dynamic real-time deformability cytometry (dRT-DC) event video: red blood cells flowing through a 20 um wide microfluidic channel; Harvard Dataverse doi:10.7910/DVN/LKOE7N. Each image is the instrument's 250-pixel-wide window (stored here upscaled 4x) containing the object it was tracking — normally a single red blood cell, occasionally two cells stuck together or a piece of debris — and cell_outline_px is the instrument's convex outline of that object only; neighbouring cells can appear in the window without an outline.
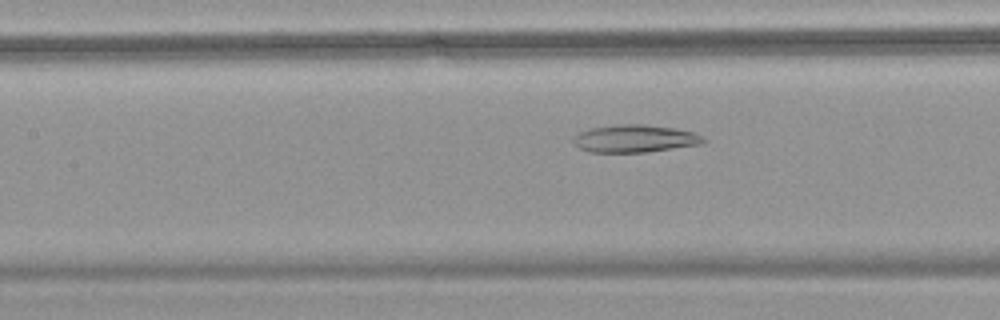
{"species": "common noctule bat (a hibernating species)", "species_latin": "Nyctalus noctula", "temperature_condition": "warm", "stored_images_in_passage": 52, "camera_frame_rate_fps": 3000, "um_per_image_px": 0.085, "animal": {"sex": "female", "body_mass_g": 18.4}, "frame": {"image": 1, "passage_image": 22, "time_ms": 7.0, "image_size_px": [1000, 320], "cell_outline_px": [[708, 140], [704, 144], [648, 152], [588, 152], [580, 148], [572, 140], [580, 132], [592, 128], [616, 124], [644, 124], [676, 128], [696, 132], [704, 136]], "centroid_in_image_um": [54.07, 11.78], "position_along_channel_um": 153.3, "area_um2": 21.15}}
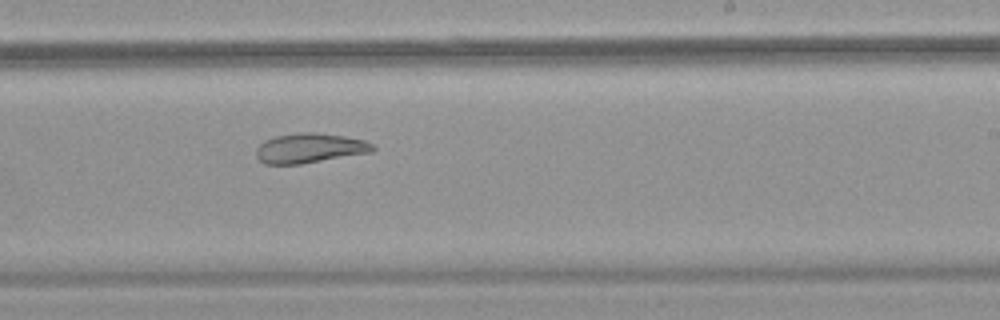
{"frame": {"image": 2, "passage_image": 31, "time_ms": 10.0, "image_size_px": [1000, 320], "cell_outline_px": [[376, 148], [372, 152], [300, 164], [264, 164], [256, 156], [256, 148], [264, 140], [276, 136], [300, 132], [316, 132], [344, 136], [364, 140], [372, 144]], "centroid_in_image_um": [26.31, 12.59], "position_along_channel_um": 262.7, "area_um2": 20.17}}
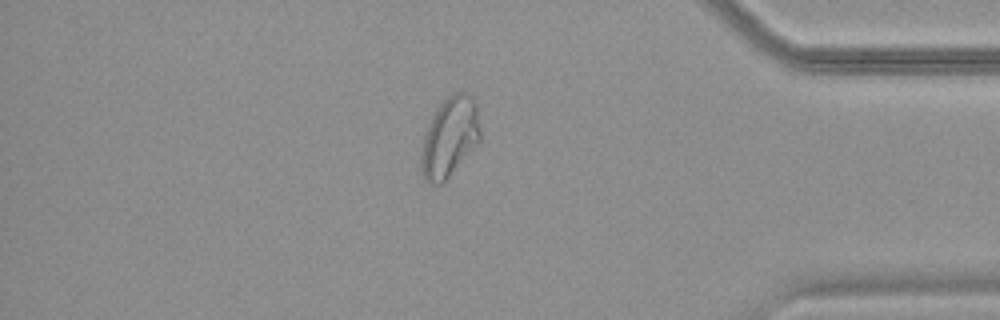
{"frame": {"image": 3, "passage_image": 44, "time_ms": 14.333, "image_size_px": [1000, 320], "cell_outline_px": [[480, 140], [444, 184], [428, 184], [424, 180], [420, 168], [420, 156], [424, 136], [428, 124], [436, 108], [452, 92], [464, 92], [472, 96], [476, 104], [480, 128]], "centroid_in_image_um": [38.2, 11.69], "position_along_channel_um": 397.0, "area_um2": 27.8}, "authors_computed_cell_mechanics": {"area_um2": 27.1082, "velocity_mm_per_s": 3.6663, "shape_relaxation_time_tau1_ms": null, "shape_relaxation_time_tau2_ms": 4.7702, "deformation_change_tau1": null, "deformation_change_tau2": 0.1233}}